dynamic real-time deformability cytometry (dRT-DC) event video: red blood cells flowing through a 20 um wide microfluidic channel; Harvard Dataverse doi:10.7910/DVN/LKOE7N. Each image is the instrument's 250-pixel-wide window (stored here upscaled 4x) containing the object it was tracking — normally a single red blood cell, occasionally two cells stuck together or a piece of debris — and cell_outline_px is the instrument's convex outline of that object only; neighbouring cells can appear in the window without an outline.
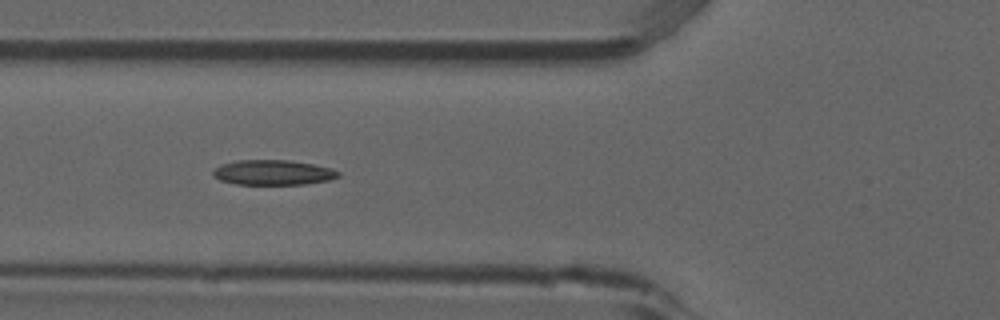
{"species": "common noctule bat (a hibernating species)", "species_latin": "Nyctalus noctula", "temperature_condition": "room temperature", "stored_images_in_passage": 7, "camera_frame_rate_fps": 3000, "um_per_image_px": 0.085, "animal": {"sex": "male", "forearm_length_mm": 52.5}, "frame": {"image": 1, "passage_image": 6, "time_ms": 1.667, "image_size_px": [1000, 320], "cell_outline_px": [[340, 176], [328, 180], [304, 184], [236, 184], [220, 180], [212, 176], [212, 172], [220, 164], [236, 160], [288, 160], [312, 164], [332, 168], [340, 172]], "centroid_in_image_um": [23.19, 14.66], "position_along_channel_um": 102.6, "area_um2": 18.26}}
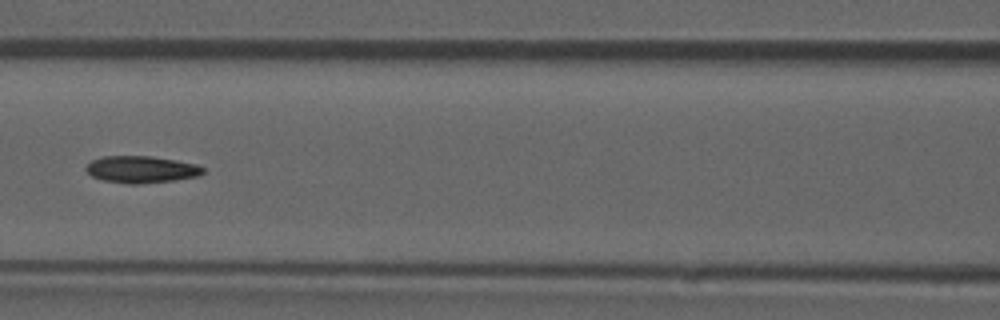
{"frame": {"image": 2, "passage_image": 7, "time_ms": 2.0, "image_size_px": [1000, 320], "cell_outline_px": [[204, 172], [200, 176], [176, 180], [140, 184], [128, 184], [104, 180], [92, 176], [84, 168], [92, 160], [104, 156], [152, 156], [176, 160], [196, 164], [204, 168]], "centroid_in_image_um": [12.04, 14.4], "position_along_channel_um": 154.6, "area_um2": 18.44}}